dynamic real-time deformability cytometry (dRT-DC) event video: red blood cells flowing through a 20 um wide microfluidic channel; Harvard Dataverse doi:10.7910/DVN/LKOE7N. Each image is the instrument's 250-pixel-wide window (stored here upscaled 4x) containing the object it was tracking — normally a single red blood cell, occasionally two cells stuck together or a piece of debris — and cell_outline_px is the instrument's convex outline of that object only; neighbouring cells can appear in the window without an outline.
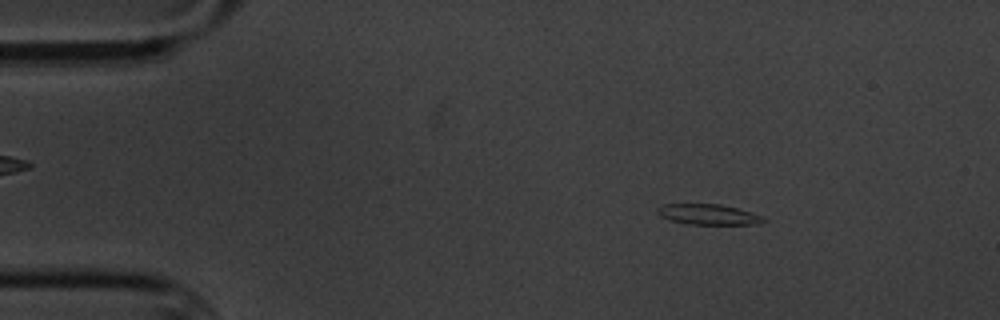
{"species": "common noctule bat (a hibernating species)", "species_latin": "Nyctalus noctula", "temperature_condition": "cold", "stored_images_in_passage": 4, "camera_frame_rate_fps": 3000, "um_per_image_px": 0.085, "animal": {"sex": "male", "body_mass_g": 20.1, "forearm_length_mm": 53.5}, "frame": {"image": 1, "passage_image": 2, "time_ms": 1.333, "image_size_px": [1000, 320], "cell_outline_px": [[768, 220], [756, 224], [688, 224], [668, 220], [660, 216], [656, 212], [656, 208], [660, 204], [720, 204], [736, 208], [760, 216]], "centroid_in_image_um": [60.1, 18.22], "position_along_channel_um": 24.9, "area_um2": 12.6}}